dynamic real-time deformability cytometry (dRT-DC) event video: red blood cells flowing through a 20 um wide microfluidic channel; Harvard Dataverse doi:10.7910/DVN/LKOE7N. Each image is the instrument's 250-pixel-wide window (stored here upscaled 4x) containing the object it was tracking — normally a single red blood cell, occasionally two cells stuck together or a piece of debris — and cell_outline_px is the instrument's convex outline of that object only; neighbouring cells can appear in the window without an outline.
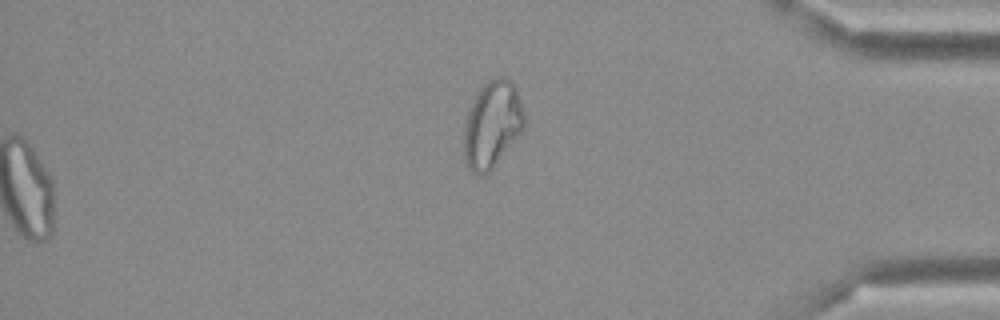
{"species": "Egyptian fruit bat (a non-hibernating species)", "species_latin": "Rousettus aegyptiacus", "temperature_condition": "cold", "stored_images_in_passage": 49, "segment_of_instrument_passage": [2, 2], "camera_frame_rate_fps": 3000, "um_per_image_px": 0.085, "frame": {"image": 1, "passage_image": 49, "time_ms": 16.0, "image_size_px": [1000, 320], "cell_outline_px": [[524, 128], [492, 168], [484, 176], [472, 172], [468, 168], [464, 156], [464, 124], [468, 108], [472, 100], [480, 88], [488, 80], [496, 76], [500, 76], [508, 80], [516, 88], [524, 112]], "centroid_in_image_um": [41.81, 10.56], "position_along_channel_um": 393.4, "area_um2": 30.35}}